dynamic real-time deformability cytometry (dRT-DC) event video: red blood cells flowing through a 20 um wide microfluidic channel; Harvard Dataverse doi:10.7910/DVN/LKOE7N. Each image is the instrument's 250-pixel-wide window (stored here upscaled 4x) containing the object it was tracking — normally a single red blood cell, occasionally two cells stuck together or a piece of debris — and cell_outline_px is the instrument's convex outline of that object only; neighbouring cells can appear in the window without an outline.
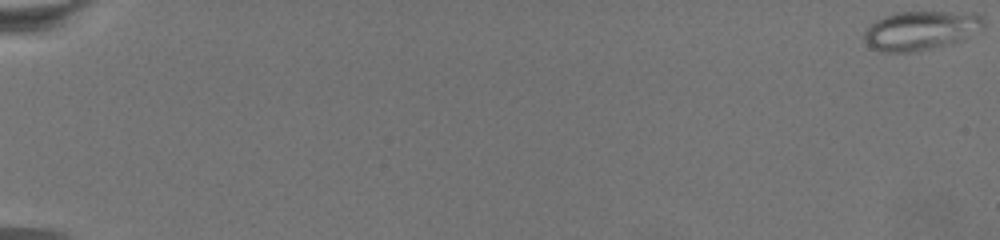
{"species": "common noctule bat (a hibernating species)", "species_latin": "Nyctalus noctula", "temperature_condition": "warm", "stored_images_in_passage": 75, "camera_frame_rate_fps": 3000, "um_per_image_px": 0.085, "animal": {"sex": "female", "body_mass_g": 19.5, "forearm_length_mm": 54.1}, "frame": {"image": 1, "passage_image": 1, "time_ms": 0.0, "image_size_px": [1000, 240], "cell_outline_px": [[984, 28], [964, 40], [932, 48], [912, 52], [880, 52], [872, 48], [864, 40], [864, 32], [876, 20], [884, 16], [896, 12], [976, 12], [984, 20]], "centroid_in_image_um": [78.3, 2.59], "position_along_channel_um": 6.7, "area_um2": 27.4}}
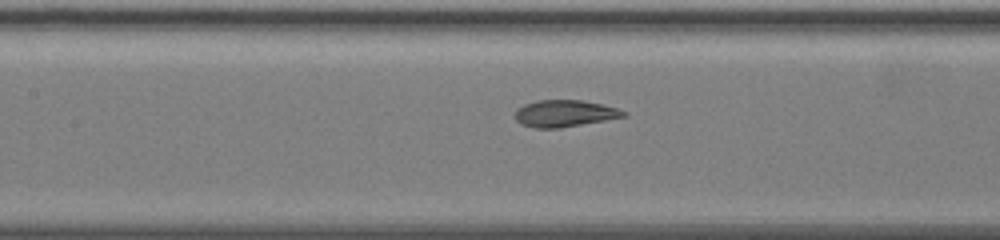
{"frame": {"image": 2, "passage_image": 39, "time_ms": 12.667, "image_size_px": [1000, 240], "cell_outline_px": [[628, 116], [560, 128], [536, 128], [520, 124], [516, 120], [516, 108], [524, 104], [536, 100], [580, 100], [600, 104], [616, 108], [628, 112]], "centroid_in_image_um": [47.98, 9.64], "position_along_channel_um": 159.4, "area_um2": 16.94}}
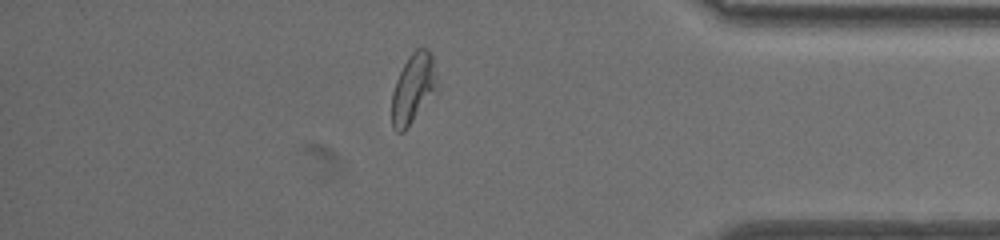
{"frame": {"image": 3, "passage_image": 66, "time_ms": 21.667, "image_size_px": [1000, 240], "cell_outline_px": [[440, 84], [404, 132], [396, 132], [392, 128], [392, 92], [396, 80], [408, 56], [416, 48], [428, 48], [432, 56]], "centroid_in_image_um": [35.13, 7.49], "position_along_channel_um": 400.1, "area_um2": 18.38}}